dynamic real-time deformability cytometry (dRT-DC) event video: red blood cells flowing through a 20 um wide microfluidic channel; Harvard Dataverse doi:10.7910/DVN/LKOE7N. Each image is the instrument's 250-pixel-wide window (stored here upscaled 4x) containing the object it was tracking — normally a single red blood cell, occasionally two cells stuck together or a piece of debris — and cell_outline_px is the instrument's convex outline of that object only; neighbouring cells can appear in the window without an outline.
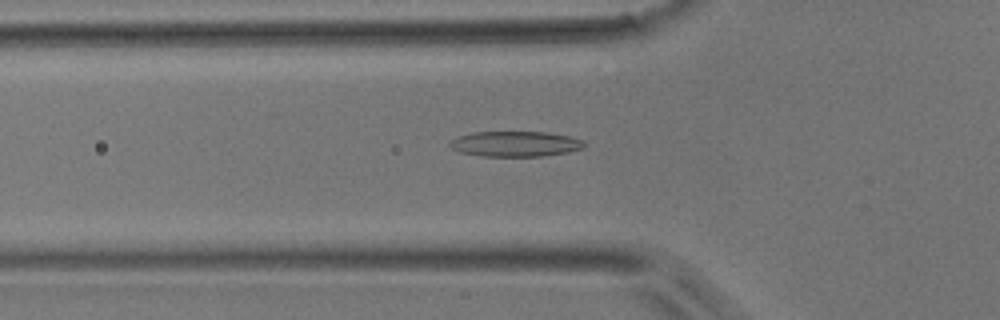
{"species": "common noctule bat (a hibernating species)", "species_latin": "Nyctalus noctula", "temperature_condition": "room temperature", "stored_images_in_passage": 46, "camera_frame_rate_fps": 3000, "um_per_image_px": 0.085, "animal": {"sex": "male", "body_mass_g": 17.9}, "frame": {"image": 1, "passage_image": 12, "time_ms": 3.667, "image_size_px": [1000, 320], "cell_outline_px": [[584, 148], [568, 152], [544, 156], [480, 156], [460, 152], [452, 148], [448, 144], [452, 140], [460, 136], [472, 132], [548, 132], [568, 136], [584, 140]], "centroid_in_image_um": [43.82, 12.23], "position_along_channel_um": 82.0, "area_um2": 19.83}}
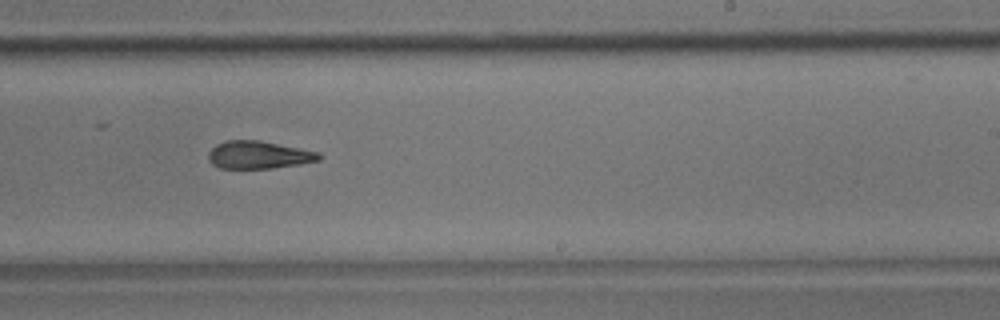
{"frame": {"image": 2, "passage_image": 26, "time_ms": 8.333, "image_size_px": [1000, 320], "cell_outline_px": [[320, 160], [300, 164], [272, 168], [220, 168], [212, 164], [208, 160], [208, 152], [216, 144], [224, 140], [260, 140], [316, 152], [320, 156]], "centroid_in_image_um": [21.91, 13.16], "position_along_channel_um": 267.1, "area_um2": 17.69}}
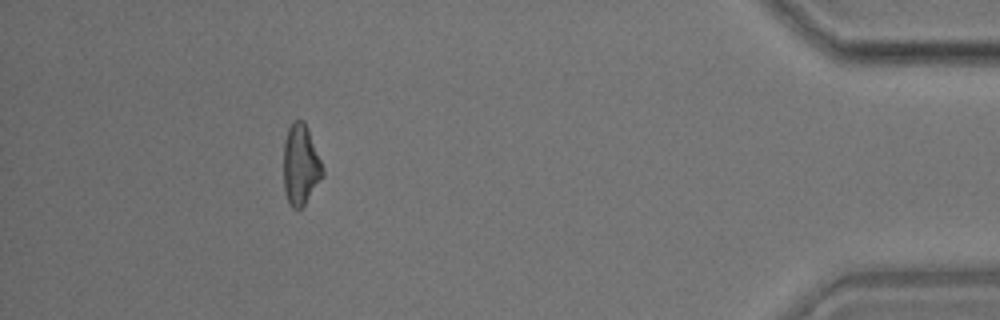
{"frame": {"image": 3, "passage_image": 41, "time_ms": 13.333, "image_size_px": [1000, 320], "cell_outline_px": [[324, 176], [304, 204], [300, 208], [292, 208], [288, 204], [284, 192], [284, 144], [288, 128], [292, 120], [304, 120], [308, 128], [324, 168]], "centroid_in_image_um": [25.56, 14.0], "position_along_channel_um": 409.6, "area_um2": 18.5}}